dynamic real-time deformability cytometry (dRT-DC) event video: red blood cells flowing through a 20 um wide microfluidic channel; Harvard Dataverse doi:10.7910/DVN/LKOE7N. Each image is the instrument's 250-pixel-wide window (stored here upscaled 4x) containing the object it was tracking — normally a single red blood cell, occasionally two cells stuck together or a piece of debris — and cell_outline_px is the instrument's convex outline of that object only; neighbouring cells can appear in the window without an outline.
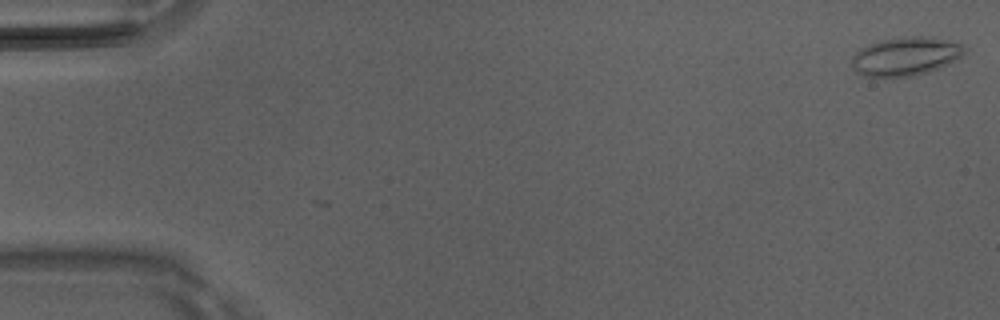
{"species": "Egyptian fruit bat (a non-hibernating species)", "species_latin": "Rousettus aegyptiacus", "temperature_condition": "room temperature", "stored_images_in_passage": 5, "camera_frame_rate_fps": 3000, "um_per_image_px": 0.085, "animal": {"sex": "male"}, "frame": {"image": 1, "passage_image": 1, "time_ms": 0.0, "image_size_px": [1000, 320], "cell_outline_px": [[968, 48], [960, 56], [948, 64], [940, 68], [916, 76], [864, 76], [856, 72], [852, 68], [852, 56], [860, 48], [868, 44], [884, 40], [912, 36], [928, 36], [964, 44]], "centroid_in_image_um": [76.99, 4.79], "position_along_channel_um": 8.0, "area_um2": 25.26}}